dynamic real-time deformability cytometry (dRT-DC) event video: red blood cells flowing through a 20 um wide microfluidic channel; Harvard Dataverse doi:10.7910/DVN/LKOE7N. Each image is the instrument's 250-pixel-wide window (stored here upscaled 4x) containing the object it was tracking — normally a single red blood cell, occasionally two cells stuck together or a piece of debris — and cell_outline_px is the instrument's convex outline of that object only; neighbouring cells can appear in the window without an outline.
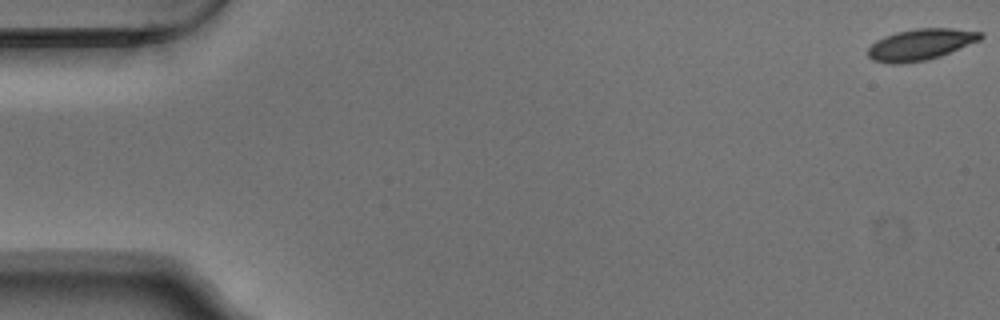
{"species": "Egyptian fruit bat (a non-hibernating species)", "species_latin": "Rousettus aegyptiacus", "temperature_condition": "warm", "stored_images_in_passage": 11, "camera_frame_rate_fps": 3000, "um_per_image_px": 0.085, "animal": {"sex": "male"}, "frame": {"image": 1, "passage_image": 1, "time_ms": 0.0, "image_size_px": [1000, 320], "cell_outline_px": [[984, 36], [980, 40], [940, 56], [928, 60], [900, 64], [888, 64], [872, 60], [868, 56], [868, 48], [876, 40], [884, 36], [896, 32], [916, 28], [952, 28], [984, 32]], "centroid_in_image_um": [78.24, 3.78], "position_along_channel_um": 6.8, "area_um2": 20.69}}